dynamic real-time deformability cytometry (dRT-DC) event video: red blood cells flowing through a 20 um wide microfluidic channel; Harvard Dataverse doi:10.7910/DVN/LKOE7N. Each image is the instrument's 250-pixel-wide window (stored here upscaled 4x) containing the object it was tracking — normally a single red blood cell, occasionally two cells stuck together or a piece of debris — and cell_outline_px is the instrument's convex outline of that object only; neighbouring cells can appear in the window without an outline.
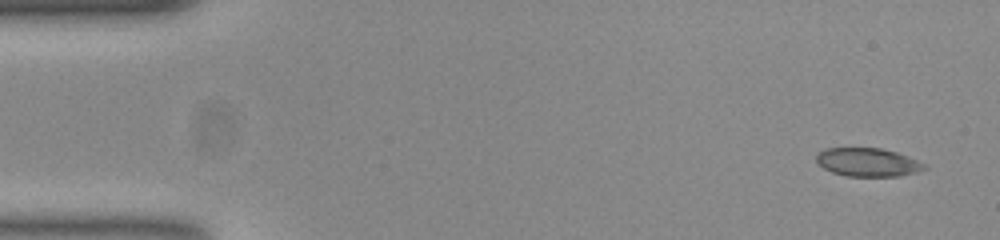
{"species": "common noctule bat (a hibernating species)", "species_latin": "Nyctalus noctula", "temperature_condition": "room temperature", "stored_images_in_passage": 52, "camera_frame_rate_fps": 3000, "um_per_image_px": 0.085, "animal": {"sex": "female", "body_mass_g": 23.0, "forearm_length_mm": 53.4}, "frame": {"image": 1, "passage_image": 1, "time_ms": 0.0, "image_size_px": [1000, 240], "cell_outline_px": [[928, 168], [916, 172], [900, 176], [848, 176], [832, 172], [824, 168], [816, 160], [816, 156], [824, 148], [880, 148], [896, 152], [908, 156], [928, 164]], "centroid_in_image_um": [73.81, 13.79], "position_along_channel_um": 11.2, "area_um2": 17.92}}
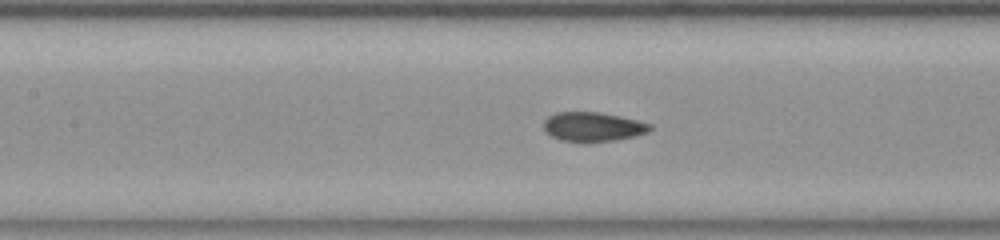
{"frame": {"image": 2, "passage_image": 22, "time_ms": 7.0, "image_size_px": [1000, 240], "cell_outline_px": [[652, 128], [648, 132], [632, 136], [612, 140], [560, 140], [544, 132], [544, 120], [548, 116], [556, 112], [600, 112], [620, 116], [652, 124]], "centroid_in_image_um": [50.37, 10.74], "position_along_channel_um": 157.0, "area_um2": 17.69}}
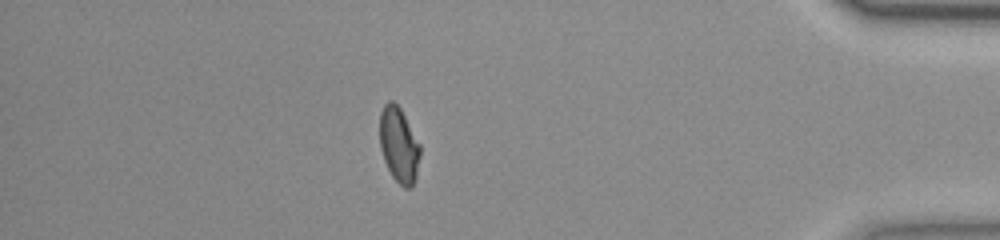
{"frame": {"image": 3, "passage_image": 45, "time_ms": 14.667, "image_size_px": [1000, 240], "cell_outline_px": [[420, 156], [416, 176], [412, 188], [404, 188], [392, 176], [384, 160], [380, 148], [380, 112], [384, 104], [388, 100], [392, 100], [400, 108], [420, 144]], "centroid_in_image_um": [33.9, 12.32], "position_along_channel_um": 401.3, "area_um2": 17.69}, "authors_computed_cell_mechanics": {"area_um2": 18.2359, "velocity_mm_per_s": 3.778, "shape_relaxation_time_tau1_ms": 6.7186, "shape_relaxation_time_tau2_ms": 1.119, "deformation_change_tau1": 0.1584, "deformation_change_tau2": 0.0444}}